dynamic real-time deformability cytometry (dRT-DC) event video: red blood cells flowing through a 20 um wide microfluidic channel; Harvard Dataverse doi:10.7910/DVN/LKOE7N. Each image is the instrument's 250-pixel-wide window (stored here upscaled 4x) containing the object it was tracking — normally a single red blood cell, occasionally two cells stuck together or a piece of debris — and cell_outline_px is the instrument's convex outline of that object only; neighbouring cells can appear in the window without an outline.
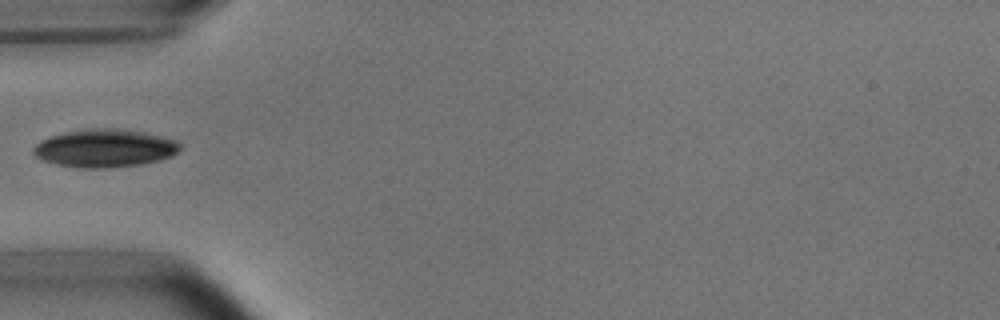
{"species": "common noctule bat (a hibernating species)", "species_latin": "Nyctalus noctula", "temperature_condition": "room temperature", "stored_images_in_passage": 5, "camera_frame_rate_fps": 3000, "um_per_image_px": 0.085, "animal": {"sex": "male", "body_mass_g": 15.6}, "frame": {"image": 1, "passage_image": 5, "time_ms": 4.667, "image_size_px": [1000, 320], "cell_outline_px": [[180, 148], [172, 156], [160, 160], [140, 164], [104, 168], [80, 168], [60, 164], [44, 160], [36, 156], [32, 152], [32, 148], [40, 140], [64, 132], [84, 128], [120, 128], [144, 132], [176, 140], [180, 144]], "centroid_in_image_um": [8.9, 12.58], "position_along_channel_um": 76.1, "area_um2": 32.43}}